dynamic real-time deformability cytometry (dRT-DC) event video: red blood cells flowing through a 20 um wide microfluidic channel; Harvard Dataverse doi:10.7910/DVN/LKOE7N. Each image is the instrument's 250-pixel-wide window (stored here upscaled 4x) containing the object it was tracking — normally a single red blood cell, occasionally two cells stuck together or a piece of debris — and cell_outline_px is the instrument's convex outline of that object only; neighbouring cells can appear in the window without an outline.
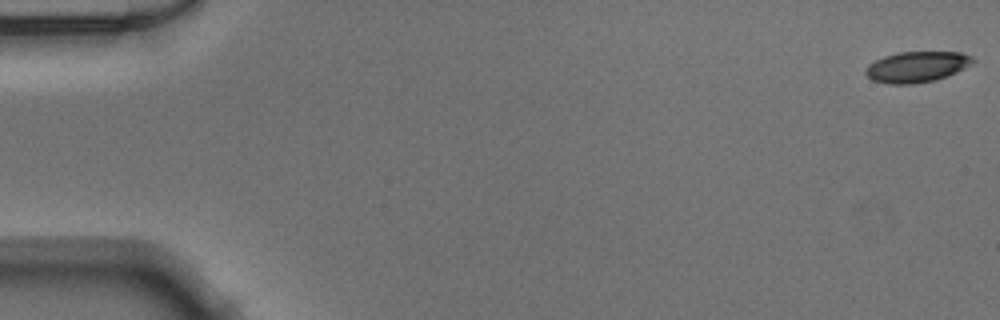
{"species": "Egyptian fruit bat (a non-hibernating species)", "species_latin": "Rousettus aegyptiacus", "temperature_condition": "warm", "stored_images_in_passage": 51, "camera_frame_rate_fps": 3000, "um_per_image_px": 0.085, "animal": {"sex": "male"}, "frame": {"image": 1, "passage_image": 1, "time_ms": 0.0, "image_size_px": [1000, 320], "cell_outline_px": [[976, 60], [972, 64], [948, 76], [936, 80], [912, 84], [888, 84], [872, 80], [864, 72], [868, 64], [884, 56], [900, 52], [960, 52], [972, 56]], "centroid_in_image_um": [77.94, 5.68], "position_along_channel_um": 7.1, "area_um2": 19.31}}
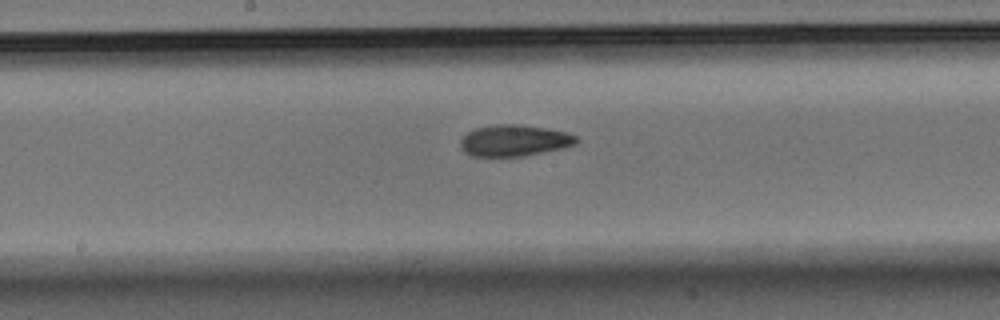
{"frame": {"image": 2, "passage_image": 27, "time_ms": 8.667, "image_size_px": [1000, 320], "cell_outline_px": [[580, 140], [576, 144], [564, 148], [524, 156], [472, 156], [464, 152], [460, 148], [460, 140], [468, 132], [476, 128], [496, 124], [520, 124], [544, 128], [564, 132], [576, 136]], "centroid_in_image_um": [43.71, 11.95], "position_along_channel_um": 204.5, "area_um2": 21.21}}
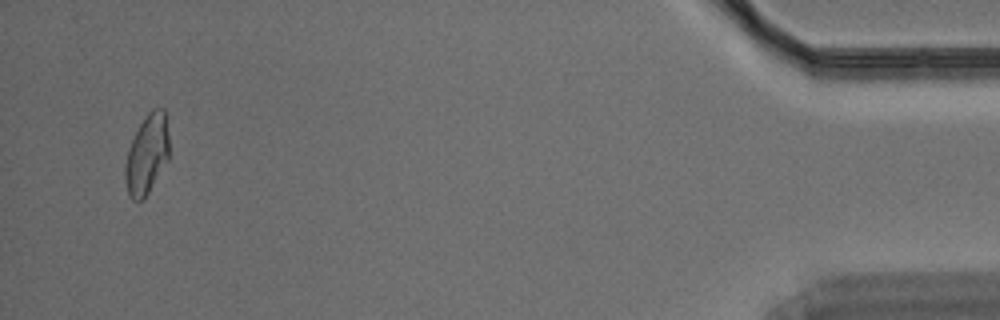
{"frame": {"image": 3, "passage_image": 49, "time_ms": 16.0, "image_size_px": [1000, 320], "cell_outline_px": [[168, 160], [148, 192], [140, 200], [132, 200], [128, 196], [124, 176], [124, 164], [128, 148], [140, 124], [148, 112], [152, 108], [164, 108], [168, 136]], "centroid_in_image_um": [12.46, 13.12], "position_along_channel_um": 422.7, "area_um2": 20.23}}